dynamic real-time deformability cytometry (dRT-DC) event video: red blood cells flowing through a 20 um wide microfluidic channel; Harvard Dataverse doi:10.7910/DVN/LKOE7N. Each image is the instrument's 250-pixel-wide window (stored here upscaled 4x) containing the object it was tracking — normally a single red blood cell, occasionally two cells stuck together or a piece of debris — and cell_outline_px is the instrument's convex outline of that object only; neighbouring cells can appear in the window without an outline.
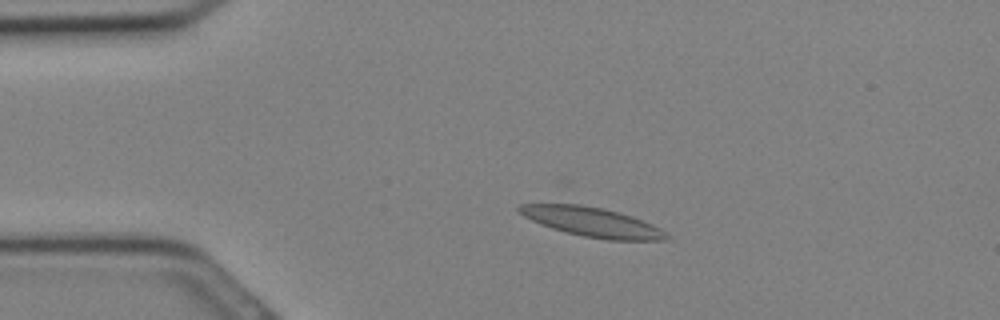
{"species": "Egyptian fruit bat (a non-hibernating species)", "species_latin": "Rousettus aegyptiacus", "temperature_condition": "cold", "stored_images_in_passage": 30, "camera_frame_rate_fps": 3000, "um_per_image_px": 0.085, "animal": {"sex": "female"}, "frame": {"image": 1, "passage_image": 5, "time_ms": 1.333, "image_size_px": [1000, 320], "cell_outline_px": [[668, 236], [664, 240], [608, 240], [584, 236], [564, 232], [540, 224], [524, 216], [516, 208], [520, 204], [568, 200], [604, 208], [632, 216], [652, 224], [660, 228]], "centroid_in_image_um": [50.2, 18.8], "position_along_channel_um": 34.8, "area_um2": 26.07}}
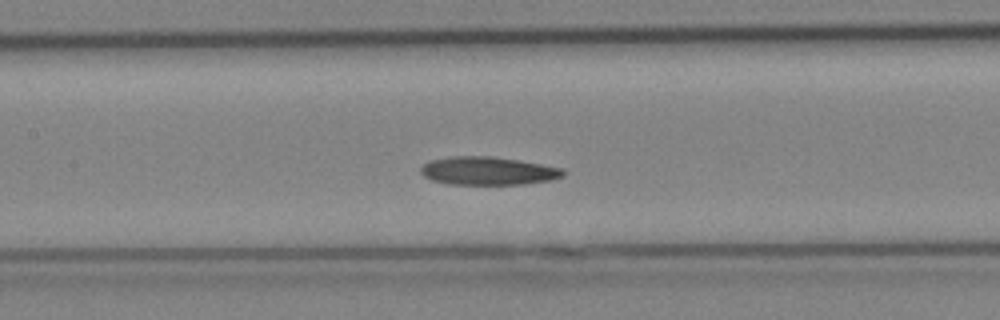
{"frame": {"image": 2, "passage_image": 13, "time_ms": 4.0, "image_size_px": [1000, 320], "cell_outline_px": [[564, 176], [552, 180], [520, 184], [448, 184], [432, 180], [424, 176], [420, 172], [420, 168], [428, 160], [452, 156], [492, 156], [520, 160], [564, 168]], "centroid_in_image_um": [41.48, 14.51], "position_along_channel_um": 165.9, "area_um2": 23.52}}
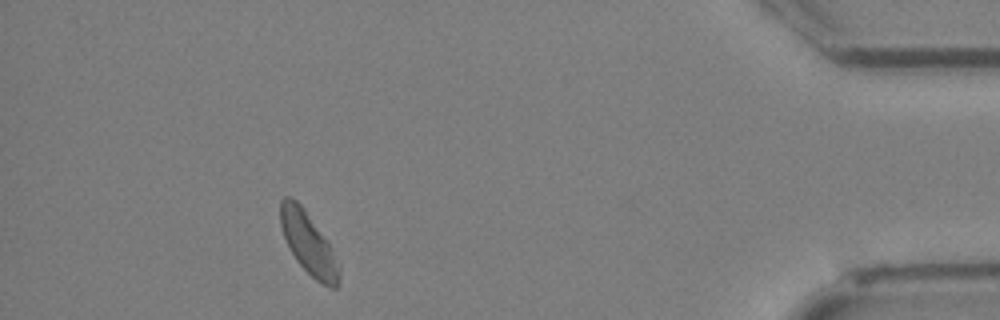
{"frame": {"image": 3, "passage_image": 27, "time_ms": 8.667, "image_size_px": [1000, 320], "cell_outline_px": [[340, 276], [336, 288], [332, 288], [316, 280], [296, 260], [288, 248], [280, 224], [280, 200], [284, 196], [292, 196], [304, 208], [328, 244], [340, 264]], "centroid_in_image_um": [26.19, 20.67], "position_along_channel_um": 409.0, "area_um2": 20.87}}